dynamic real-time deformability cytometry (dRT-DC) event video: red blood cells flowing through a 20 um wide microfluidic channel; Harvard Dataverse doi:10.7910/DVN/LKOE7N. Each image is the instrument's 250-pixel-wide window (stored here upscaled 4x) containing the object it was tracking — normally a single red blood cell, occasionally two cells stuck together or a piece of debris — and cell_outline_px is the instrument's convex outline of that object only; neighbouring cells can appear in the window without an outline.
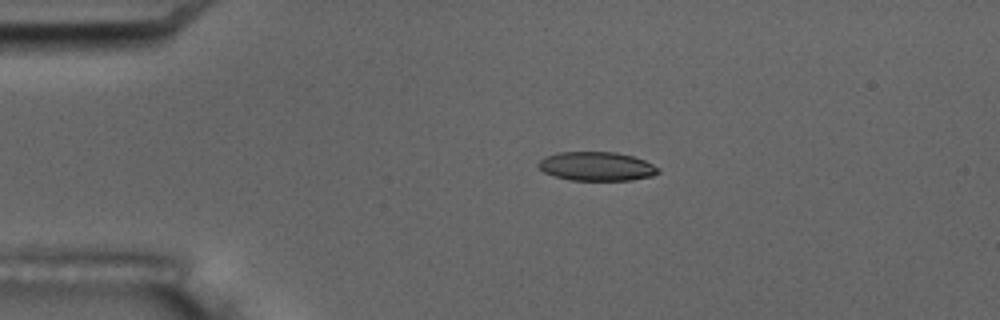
{"species": "common noctule bat (a hibernating species)", "species_latin": "Nyctalus noctula", "temperature_condition": "room temperature", "stored_images_in_passage": 6, "camera_frame_rate_fps": 3000, "um_per_image_px": 0.085, "animal": {"sex": "male", "body_mass_g": 17.5, "forearm_length_mm": 52.3}, "frame": {"image": 1, "passage_image": 4, "time_ms": 3.333, "image_size_px": [1000, 320], "cell_outline_px": [[660, 172], [652, 176], [632, 180], [568, 180], [544, 172], [536, 164], [544, 156], [560, 152], [616, 152], [632, 156], [644, 160], [660, 168]], "centroid_in_image_um": [50.72, 14.14], "position_along_channel_um": 34.3, "area_um2": 20.23}}
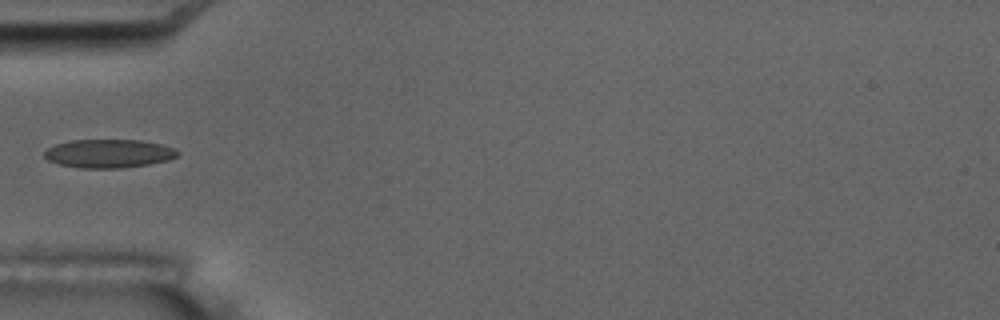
{"frame": {"image": 2, "passage_image": 6, "time_ms": 5.667, "image_size_px": [1000, 320], "cell_outline_px": [[180, 152], [176, 156], [168, 160], [148, 164], [120, 168], [80, 168], [60, 164], [48, 160], [44, 156], [44, 152], [48, 148], [56, 144], [72, 140], [140, 140], [160, 144], [172, 148]], "centroid_in_image_um": [9.22, 13.05], "position_along_channel_um": 75.8, "area_um2": 21.91}}